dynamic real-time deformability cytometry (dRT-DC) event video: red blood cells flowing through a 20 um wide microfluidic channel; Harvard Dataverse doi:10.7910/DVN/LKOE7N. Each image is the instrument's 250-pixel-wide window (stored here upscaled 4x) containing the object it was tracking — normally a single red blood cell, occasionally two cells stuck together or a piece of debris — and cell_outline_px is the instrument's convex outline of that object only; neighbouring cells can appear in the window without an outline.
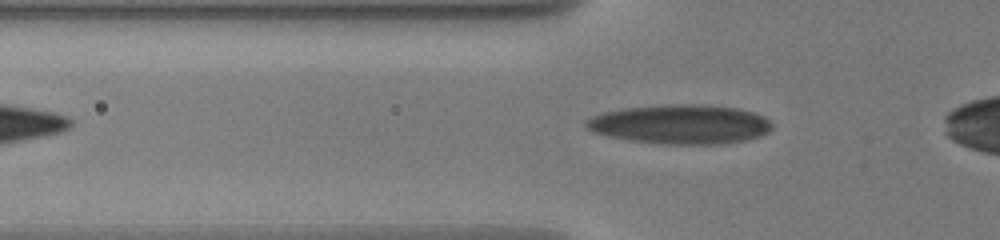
{"species": "human", "species_latin": "Homo sapiens", "temperature_condition": "warm", "stored_images_in_passage": 39, "camera_frame_rate_fps": 3000, "um_per_image_px": 0.085, "donor": {"sex": "male"}, "frame": {"image": 1, "passage_image": 7, "time_ms": 2.0, "image_size_px": [1000, 240], "cell_outline_px": [[772, 128], [768, 132], [760, 136], [744, 140], [720, 144], [664, 144], [628, 140], [608, 136], [592, 132], [584, 124], [584, 120], [592, 116], [604, 112], [624, 108], [664, 104], [708, 104], [736, 108], [752, 112], [764, 116], [772, 124]], "centroid_in_image_um": [57.81, 10.55], "position_along_channel_um": 68.0, "area_um2": 42.83}}
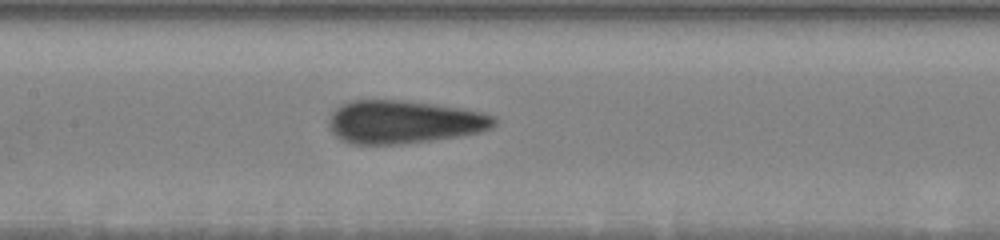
{"frame": {"image": 2, "passage_image": 17, "time_ms": 5.0, "image_size_px": [1000, 240], "cell_outline_px": [[496, 124], [492, 128], [480, 132], [460, 136], [432, 140], [400, 144], [352, 144], [340, 140], [328, 128], [328, 120], [332, 112], [340, 104], [348, 100], [400, 100], [464, 108], [496, 116]], "centroid_in_image_um": [34.3, 10.36], "position_along_channel_um": 173.1, "area_um2": 41.85}}
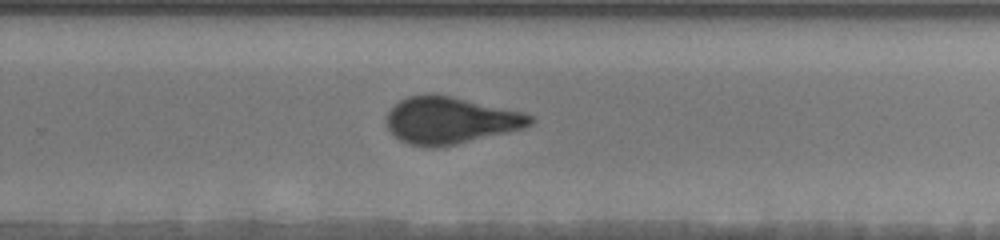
{"frame": {"image": 3, "passage_image": 38, "time_ms": 8.333, "image_size_px": [1000, 240], "cell_outline_px": [[532, 124], [524, 128], [508, 132], [456, 144], [436, 148], [424, 148], [408, 144], [392, 136], [384, 120], [388, 112], [400, 100], [408, 96], [424, 92], [428, 92], [448, 96], [524, 112], [532, 116]], "centroid_in_image_um": [38.2, 10.24], "position_along_channel_um": 291.6, "area_um2": 39.54}}